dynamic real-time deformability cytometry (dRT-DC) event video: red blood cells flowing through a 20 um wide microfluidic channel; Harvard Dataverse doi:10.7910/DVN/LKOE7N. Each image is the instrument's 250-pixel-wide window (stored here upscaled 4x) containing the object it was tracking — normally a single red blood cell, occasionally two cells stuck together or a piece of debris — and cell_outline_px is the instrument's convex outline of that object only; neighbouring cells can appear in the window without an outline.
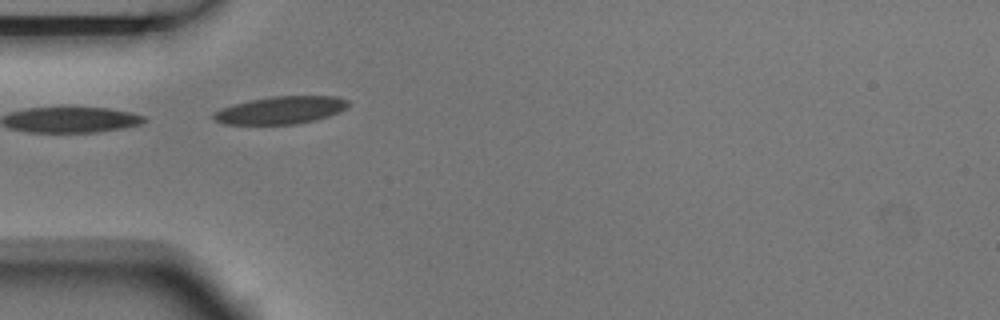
{"species": "Egyptian fruit bat (a non-hibernating species)", "species_latin": "Rousettus aegyptiacus", "temperature_condition": "room temperature", "stored_images_in_passage": 3, "camera_frame_rate_fps": 3000, "um_per_image_px": 0.085, "animal": {"sex": "male"}, "frame": {"image": 1, "passage_image": 1, "time_ms": 0.0, "image_size_px": [1000, 320], "cell_outline_px": [[348, 104], [340, 112], [316, 120], [296, 124], [224, 124], [216, 120], [212, 116], [212, 112], [220, 108], [252, 100], [272, 96], [336, 96], [348, 100]], "centroid_in_image_um": [23.86, 9.36], "position_along_channel_um": 61.1, "area_um2": 21.5}}
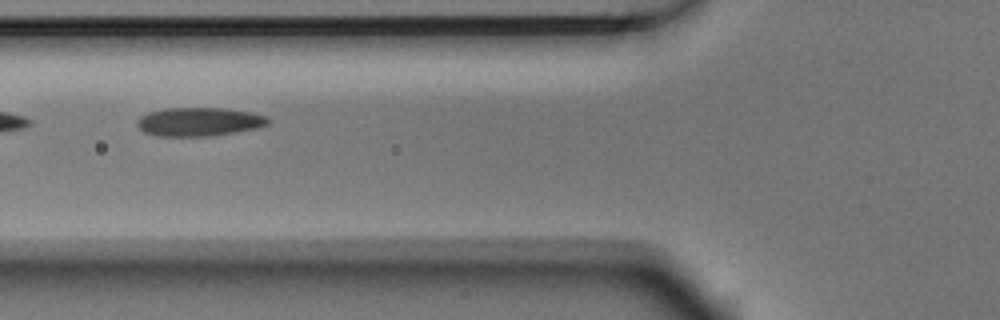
{"frame": {"image": 2, "passage_image": 2, "time_ms": 0.333, "image_size_px": [1000, 320], "cell_outline_px": [[272, 120], [268, 124], [256, 128], [236, 132], [212, 136], [156, 136], [144, 132], [136, 124], [136, 120], [140, 116], [148, 112], [164, 108], [224, 108], [252, 112], [268, 116]], "centroid_in_image_um": [16.93, 10.34], "position_along_channel_um": 108.9, "area_um2": 22.14}}
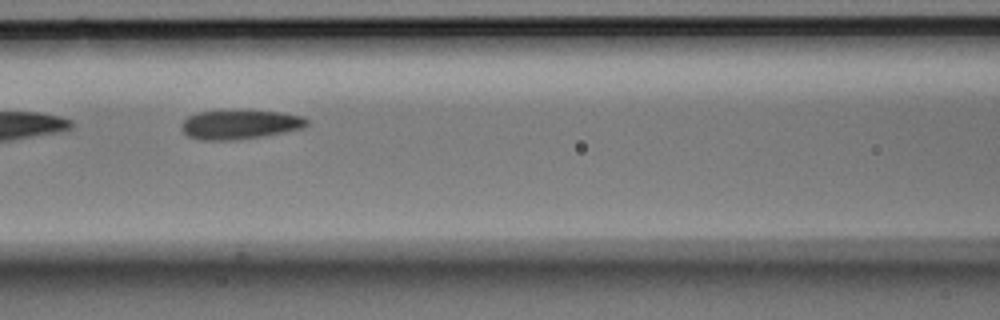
{"frame": {"image": 3, "passage_image": 3, "time_ms": 0.667, "image_size_px": [1000, 320], "cell_outline_px": [[308, 124], [300, 128], [260, 136], [232, 140], [200, 140], [188, 136], [184, 132], [180, 124], [188, 116], [196, 112], [220, 108], [248, 108], [280, 112], [304, 116], [308, 120]], "centroid_in_image_um": [20.32, 10.51], "position_along_channel_um": 146.3, "area_um2": 22.2}}